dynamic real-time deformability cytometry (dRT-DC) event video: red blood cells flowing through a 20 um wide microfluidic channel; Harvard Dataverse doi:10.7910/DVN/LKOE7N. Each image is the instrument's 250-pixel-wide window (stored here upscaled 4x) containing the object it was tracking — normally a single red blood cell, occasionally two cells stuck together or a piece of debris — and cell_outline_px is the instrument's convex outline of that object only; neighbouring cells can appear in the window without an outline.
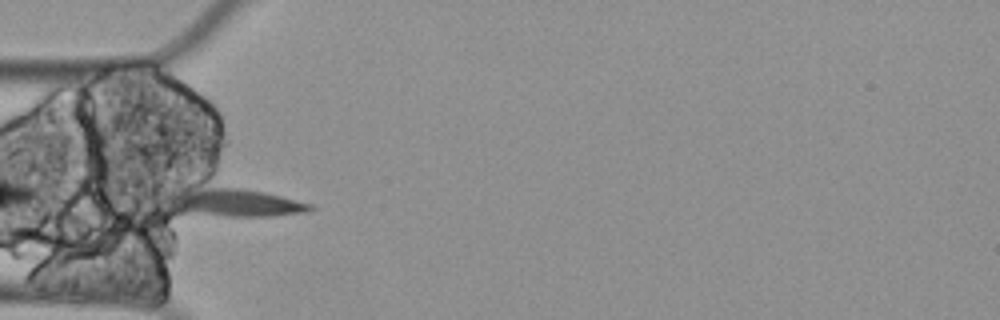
{"species": "Egyptian fruit bat (a non-hibernating species)", "species_latin": "Rousettus aegyptiacus", "temperature_condition": "cold", "stored_images_in_passage": 3, "camera_frame_rate_fps": 3000, "um_per_image_px": 0.085, "animal": {"sex": "female"}, "frame": {"image": 1, "passage_image": 1, "time_ms": 0.0, "image_size_px": [1000, 320], "cell_outline_px": [[316, 208], [308, 212], [272, 216], [228, 216], [172, 212], [160, 200], [160, 196], [168, 192], [188, 184], [236, 188], [264, 192], [312, 204]], "centroid_in_image_um": [19.6, 17.18], "position_along_channel_um": 65.4, "area_um2": 24.97}}